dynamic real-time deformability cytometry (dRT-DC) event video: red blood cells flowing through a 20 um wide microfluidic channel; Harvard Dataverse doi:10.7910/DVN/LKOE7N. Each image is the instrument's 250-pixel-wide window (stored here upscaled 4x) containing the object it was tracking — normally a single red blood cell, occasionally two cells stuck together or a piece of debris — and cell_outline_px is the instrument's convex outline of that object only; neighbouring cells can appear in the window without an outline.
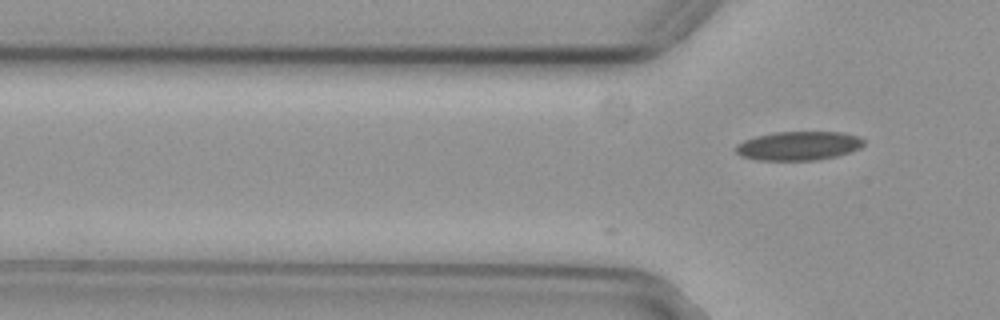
{"species": "common noctule bat (a hibernating species)", "species_latin": "Nyctalus noctula", "temperature_condition": "cold", "stored_images_in_passage": 2, "camera_frame_rate_fps": 3000, "um_per_image_px": 0.085, "animal": {"sex": "female", "body_mass_g": 29.2, "forearm_length_mm": 56.3}, "frame": {"image": 1, "passage_image": 2, "time_ms": 0.333, "image_size_px": [1000, 320], "cell_outline_px": [[864, 144], [860, 148], [836, 156], [816, 160], [756, 160], [740, 156], [732, 148], [736, 144], [744, 140], [756, 136], [772, 132], [840, 132], [860, 136], [864, 140]], "centroid_in_image_um": [67.83, 12.39], "position_along_channel_um": 58.0, "area_um2": 21.73}}